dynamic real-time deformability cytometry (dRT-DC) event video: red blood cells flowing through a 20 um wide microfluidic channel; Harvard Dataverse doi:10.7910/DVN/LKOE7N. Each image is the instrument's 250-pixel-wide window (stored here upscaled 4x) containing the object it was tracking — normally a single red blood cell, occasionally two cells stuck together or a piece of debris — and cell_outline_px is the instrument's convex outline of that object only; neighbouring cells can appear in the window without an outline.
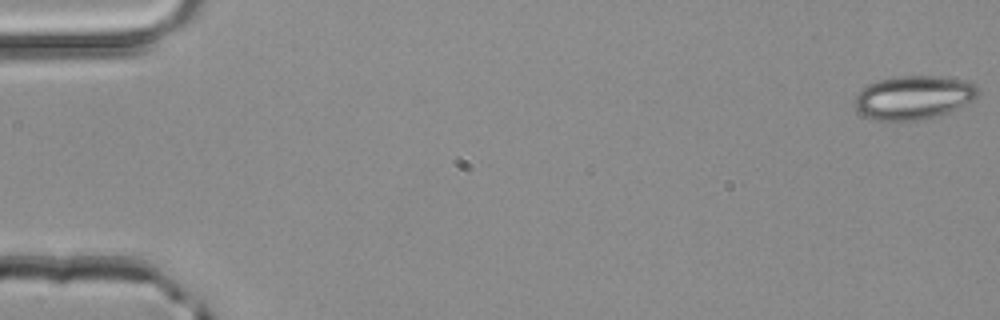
{"species": "common noctule bat (a hibernating species)", "species_latin": "Nyctalus noctula", "temperature_condition": "room temperature", "stored_images_in_passage": 3, "camera_frame_rate_fps": 3000, "um_per_image_px": 0.085, "animal": {"sex": "male", "body_mass_g": 20.4}, "frame": {"image": 1, "passage_image": 1, "time_ms": 0.0, "image_size_px": [1000, 320], "cell_outline_px": [[980, 92], [972, 100], [948, 112], [936, 116], [916, 120], [876, 120], [860, 112], [856, 108], [856, 96], [860, 88], [868, 84], [880, 80], [896, 76], [940, 76], [964, 80], [976, 84]], "centroid_in_image_um": [77.67, 8.26], "position_along_channel_um": 7.3, "area_um2": 31.04}}